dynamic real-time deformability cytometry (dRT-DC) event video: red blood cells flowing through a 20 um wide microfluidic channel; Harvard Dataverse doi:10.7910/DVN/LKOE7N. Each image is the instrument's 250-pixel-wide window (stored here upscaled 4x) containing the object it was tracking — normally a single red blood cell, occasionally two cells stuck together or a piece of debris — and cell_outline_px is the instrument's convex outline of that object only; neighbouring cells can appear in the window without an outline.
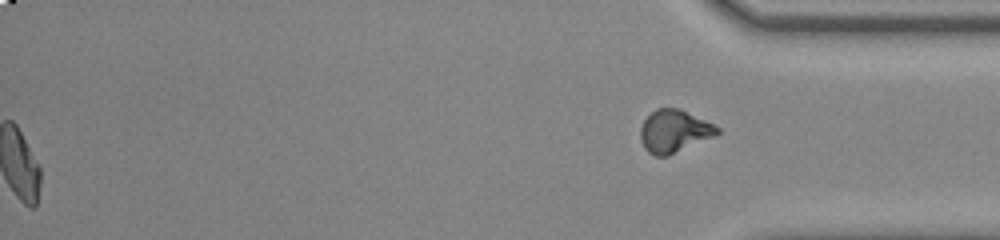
{"species": "common noctule bat (a hibernating species)", "species_latin": "Nyctalus noctula", "temperature_condition": "room temperature", "stored_images_in_passage": 50, "segment_of_instrument_passage": [2, 2], "camera_frame_rate_fps": 3000, "um_per_image_px": 0.085, "animal": {"sex": "male", "body_mass_g": 20.0, "forearm_length_mm": 53.3}, "frame": {"image": 1, "passage_image": 50, "time_ms": 16.333, "image_size_px": [1000, 240], "cell_outline_px": [[720, 132], [716, 136], [668, 156], [656, 156], [648, 152], [644, 148], [640, 140], [640, 128], [644, 120], [656, 108], [680, 108], [720, 128]], "centroid_in_image_um": [57.29, 11.16], "position_along_channel_um": 377.9, "area_um2": 19.13}}